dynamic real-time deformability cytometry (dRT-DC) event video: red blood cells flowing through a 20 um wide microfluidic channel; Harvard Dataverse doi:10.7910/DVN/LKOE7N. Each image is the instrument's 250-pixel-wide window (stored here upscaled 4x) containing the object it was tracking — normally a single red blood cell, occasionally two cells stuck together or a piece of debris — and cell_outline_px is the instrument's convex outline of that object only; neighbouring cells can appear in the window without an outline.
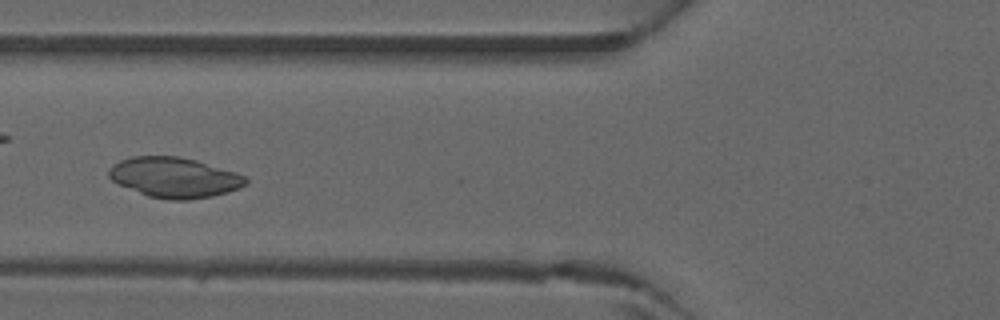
{"species": "common noctule bat (a hibernating species)", "species_latin": "Nyctalus noctula", "temperature_condition": "warm", "stored_images_in_passage": 13, "camera_frame_rate_fps": 3000, "um_per_image_px": 0.085, "animal": {"sex": "male", "forearm_length_mm": 52.5}, "frame": {"image": 1, "passage_image": 9, "time_ms": 2.667, "image_size_px": [1000, 320], "cell_outline_px": [[248, 184], [240, 188], [228, 192], [212, 196], [188, 200], [168, 200], [148, 196], [120, 184], [112, 180], [108, 176], [108, 172], [112, 164], [120, 160], [132, 156], [180, 156], [196, 160], [236, 172], [248, 176]], "centroid_in_image_um": [14.86, 15.08], "position_along_channel_um": 110.9, "area_um2": 32.25}}
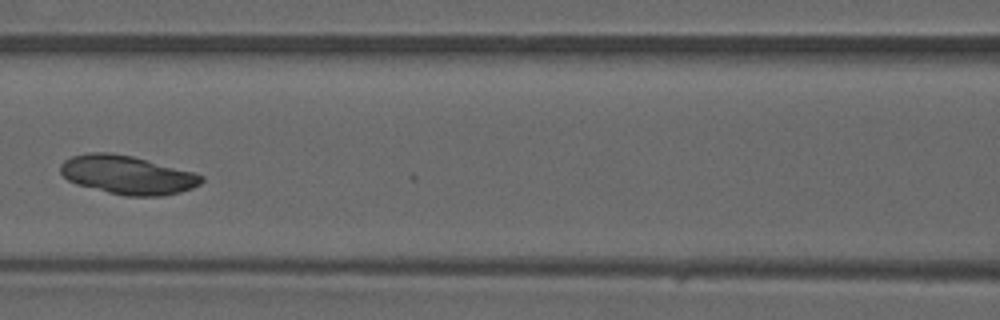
{"frame": {"image": 2, "passage_image": 12, "time_ms": 3.667, "image_size_px": [1000, 320], "cell_outline_px": [[204, 180], [200, 184], [192, 188], [180, 192], [164, 196], [124, 196], [76, 184], [68, 180], [60, 172], [60, 164], [64, 160], [72, 156], [88, 152], [108, 152], [132, 156], [196, 172], [204, 176]], "centroid_in_image_um": [10.85, 14.86], "position_along_channel_um": 155.7, "area_um2": 31.96}}